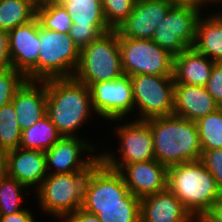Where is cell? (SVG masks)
<instances>
[{
  "mask_svg": "<svg viewBox=\"0 0 222 222\" xmlns=\"http://www.w3.org/2000/svg\"><path fill=\"white\" fill-rule=\"evenodd\" d=\"M45 83L49 119L62 136H78L81 125L94 113L88 86L74 77L48 79Z\"/></svg>",
  "mask_w": 222,
  "mask_h": 222,
  "instance_id": "cell-1",
  "label": "cell"
},
{
  "mask_svg": "<svg viewBox=\"0 0 222 222\" xmlns=\"http://www.w3.org/2000/svg\"><path fill=\"white\" fill-rule=\"evenodd\" d=\"M153 135L155 160L167 168L200 160L202 149L196 122L177 115L145 120Z\"/></svg>",
  "mask_w": 222,
  "mask_h": 222,
  "instance_id": "cell-2",
  "label": "cell"
},
{
  "mask_svg": "<svg viewBox=\"0 0 222 222\" xmlns=\"http://www.w3.org/2000/svg\"><path fill=\"white\" fill-rule=\"evenodd\" d=\"M167 188L192 216L206 214L222 196L214 177L200 160L169 167Z\"/></svg>",
  "mask_w": 222,
  "mask_h": 222,
  "instance_id": "cell-3",
  "label": "cell"
},
{
  "mask_svg": "<svg viewBox=\"0 0 222 222\" xmlns=\"http://www.w3.org/2000/svg\"><path fill=\"white\" fill-rule=\"evenodd\" d=\"M41 50L37 65L25 76L27 80L73 77L80 57V49L68 33L44 29L39 23Z\"/></svg>",
  "mask_w": 222,
  "mask_h": 222,
  "instance_id": "cell-4",
  "label": "cell"
},
{
  "mask_svg": "<svg viewBox=\"0 0 222 222\" xmlns=\"http://www.w3.org/2000/svg\"><path fill=\"white\" fill-rule=\"evenodd\" d=\"M116 30L101 34L80 50L74 78L86 84L114 80L123 75Z\"/></svg>",
  "mask_w": 222,
  "mask_h": 222,
  "instance_id": "cell-5",
  "label": "cell"
},
{
  "mask_svg": "<svg viewBox=\"0 0 222 222\" xmlns=\"http://www.w3.org/2000/svg\"><path fill=\"white\" fill-rule=\"evenodd\" d=\"M88 173L48 174L35 191L39 208L62 222L68 214L81 208Z\"/></svg>",
  "mask_w": 222,
  "mask_h": 222,
  "instance_id": "cell-6",
  "label": "cell"
},
{
  "mask_svg": "<svg viewBox=\"0 0 222 222\" xmlns=\"http://www.w3.org/2000/svg\"><path fill=\"white\" fill-rule=\"evenodd\" d=\"M134 99V110L140 118L147 120L173 114L174 80L173 76L138 74L130 76Z\"/></svg>",
  "mask_w": 222,
  "mask_h": 222,
  "instance_id": "cell-7",
  "label": "cell"
},
{
  "mask_svg": "<svg viewBox=\"0 0 222 222\" xmlns=\"http://www.w3.org/2000/svg\"><path fill=\"white\" fill-rule=\"evenodd\" d=\"M121 65L125 75H173V58L152 39L118 38Z\"/></svg>",
  "mask_w": 222,
  "mask_h": 222,
  "instance_id": "cell-8",
  "label": "cell"
},
{
  "mask_svg": "<svg viewBox=\"0 0 222 222\" xmlns=\"http://www.w3.org/2000/svg\"><path fill=\"white\" fill-rule=\"evenodd\" d=\"M114 129L119 137L120 146L116 151H119L121 159L114 151L104 150V153L99 154V159L106 166L119 171L124 165L155 159L153 135L146 121L135 119Z\"/></svg>",
  "mask_w": 222,
  "mask_h": 222,
  "instance_id": "cell-9",
  "label": "cell"
},
{
  "mask_svg": "<svg viewBox=\"0 0 222 222\" xmlns=\"http://www.w3.org/2000/svg\"><path fill=\"white\" fill-rule=\"evenodd\" d=\"M125 184L119 171L99 160L88 173L81 206L140 204Z\"/></svg>",
  "mask_w": 222,
  "mask_h": 222,
  "instance_id": "cell-10",
  "label": "cell"
},
{
  "mask_svg": "<svg viewBox=\"0 0 222 222\" xmlns=\"http://www.w3.org/2000/svg\"><path fill=\"white\" fill-rule=\"evenodd\" d=\"M201 11L188 6H172L156 28L152 40L172 56L192 47Z\"/></svg>",
  "mask_w": 222,
  "mask_h": 222,
  "instance_id": "cell-11",
  "label": "cell"
},
{
  "mask_svg": "<svg viewBox=\"0 0 222 222\" xmlns=\"http://www.w3.org/2000/svg\"><path fill=\"white\" fill-rule=\"evenodd\" d=\"M88 88L94 113L105 118L104 120L121 121L134 111L132 82L129 75L123 74L114 80L93 83Z\"/></svg>",
  "mask_w": 222,
  "mask_h": 222,
  "instance_id": "cell-12",
  "label": "cell"
},
{
  "mask_svg": "<svg viewBox=\"0 0 222 222\" xmlns=\"http://www.w3.org/2000/svg\"><path fill=\"white\" fill-rule=\"evenodd\" d=\"M57 1L67 10L72 20L68 34L80 50L111 30L105 20L101 0Z\"/></svg>",
  "mask_w": 222,
  "mask_h": 222,
  "instance_id": "cell-13",
  "label": "cell"
},
{
  "mask_svg": "<svg viewBox=\"0 0 222 222\" xmlns=\"http://www.w3.org/2000/svg\"><path fill=\"white\" fill-rule=\"evenodd\" d=\"M85 140L79 136H62L49 150L45 151L48 174L89 172L100 159L99 153L96 155L94 151L96 146ZM84 153L91 155L83 159Z\"/></svg>",
  "mask_w": 222,
  "mask_h": 222,
  "instance_id": "cell-14",
  "label": "cell"
},
{
  "mask_svg": "<svg viewBox=\"0 0 222 222\" xmlns=\"http://www.w3.org/2000/svg\"><path fill=\"white\" fill-rule=\"evenodd\" d=\"M172 6L169 0H137L132 14L115 29L118 38L151 40Z\"/></svg>",
  "mask_w": 222,
  "mask_h": 222,
  "instance_id": "cell-15",
  "label": "cell"
},
{
  "mask_svg": "<svg viewBox=\"0 0 222 222\" xmlns=\"http://www.w3.org/2000/svg\"><path fill=\"white\" fill-rule=\"evenodd\" d=\"M119 172L129 191L139 199L167 189L168 168L155 159L124 165Z\"/></svg>",
  "mask_w": 222,
  "mask_h": 222,
  "instance_id": "cell-16",
  "label": "cell"
},
{
  "mask_svg": "<svg viewBox=\"0 0 222 222\" xmlns=\"http://www.w3.org/2000/svg\"><path fill=\"white\" fill-rule=\"evenodd\" d=\"M8 35L13 68L26 76L37 65L41 50L37 17L8 31Z\"/></svg>",
  "mask_w": 222,
  "mask_h": 222,
  "instance_id": "cell-17",
  "label": "cell"
},
{
  "mask_svg": "<svg viewBox=\"0 0 222 222\" xmlns=\"http://www.w3.org/2000/svg\"><path fill=\"white\" fill-rule=\"evenodd\" d=\"M21 131L32 127L46 115L47 92L45 81L25 80L12 99Z\"/></svg>",
  "mask_w": 222,
  "mask_h": 222,
  "instance_id": "cell-18",
  "label": "cell"
},
{
  "mask_svg": "<svg viewBox=\"0 0 222 222\" xmlns=\"http://www.w3.org/2000/svg\"><path fill=\"white\" fill-rule=\"evenodd\" d=\"M7 175L28 189H37L48 175L45 152L23 148L8 151Z\"/></svg>",
  "mask_w": 222,
  "mask_h": 222,
  "instance_id": "cell-19",
  "label": "cell"
},
{
  "mask_svg": "<svg viewBox=\"0 0 222 222\" xmlns=\"http://www.w3.org/2000/svg\"><path fill=\"white\" fill-rule=\"evenodd\" d=\"M140 222H192V215L167 188L140 200Z\"/></svg>",
  "mask_w": 222,
  "mask_h": 222,
  "instance_id": "cell-20",
  "label": "cell"
},
{
  "mask_svg": "<svg viewBox=\"0 0 222 222\" xmlns=\"http://www.w3.org/2000/svg\"><path fill=\"white\" fill-rule=\"evenodd\" d=\"M220 106L215 102L205 87L175 84L173 114L196 122L215 112Z\"/></svg>",
  "mask_w": 222,
  "mask_h": 222,
  "instance_id": "cell-21",
  "label": "cell"
},
{
  "mask_svg": "<svg viewBox=\"0 0 222 222\" xmlns=\"http://www.w3.org/2000/svg\"><path fill=\"white\" fill-rule=\"evenodd\" d=\"M214 63L193 47H189L173 58L174 83L205 87Z\"/></svg>",
  "mask_w": 222,
  "mask_h": 222,
  "instance_id": "cell-22",
  "label": "cell"
},
{
  "mask_svg": "<svg viewBox=\"0 0 222 222\" xmlns=\"http://www.w3.org/2000/svg\"><path fill=\"white\" fill-rule=\"evenodd\" d=\"M192 47L210 60L222 62V20L216 14L205 19L199 16Z\"/></svg>",
  "mask_w": 222,
  "mask_h": 222,
  "instance_id": "cell-23",
  "label": "cell"
},
{
  "mask_svg": "<svg viewBox=\"0 0 222 222\" xmlns=\"http://www.w3.org/2000/svg\"><path fill=\"white\" fill-rule=\"evenodd\" d=\"M61 137L62 135L58 132L57 128L46 114L32 127L22 131L19 148L45 152Z\"/></svg>",
  "mask_w": 222,
  "mask_h": 222,
  "instance_id": "cell-24",
  "label": "cell"
},
{
  "mask_svg": "<svg viewBox=\"0 0 222 222\" xmlns=\"http://www.w3.org/2000/svg\"><path fill=\"white\" fill-rule=\"evenodd\" d=\"M36 17V9L26 0H0V29L10 31Z\"/></svg>",
  "mask_w": 222,
  "mask_h": 222,
  "instance_id": "cell-25",
  "label": "cell"
},
{
  "mask_svg": "<svg viewBox=\"0 0 222 222\" xmlns=\"http://www.w3.org/2000/svg\"><path fill=\"white\" fill-rule=\"evenodd\" d=\"M202 150L222 148V107L196 121Z\"/></svg>",
  "mask_w": 222,
  "mask_h": 222,
  "instance_id": "cell-26",
  "label": "cell"
},
{
  "mask_svg": "<svg viewBox=\"0 0 222 222\" xmlns=\"http://www.w3.org/2000/svg\"><path fill=\"white\" fill-rule=\"evenodd\" d=\"M21 129L12 102L0 108V148L10 151L19 148Z\"/></svg>",
  "mask_w": 222,
  "mask_h": 222,
  "instance_id": "cell-27",
  "label": "cell"
},
{
  "mask_svg": "<svg viewBox=\"0 0 222 222\" xmlns=\"http://www.w3.org/2000/svg\"><path fill=\"white\" fill-rule=\"evenodd\" d=\"M36 17L40 25L47 30L68 33L72 27V20L67 10L58 1L37 8Z\"/></svg>",
  "mask_w": 222,
  "mask_h": 222,
  "instance_id": "cell-28",
  "label": "cell"
},
{
  "mask_svg": "<svg viewBox=\"0 0 222 222\" xmlns=\"http://www.w3.org/2000/svg\"><path fill=\"white\" fill-rule=\"evenodd\" d=\"M81 208L97 215L101 222H140V204L81 206Z\"/></svg>",
  "mask_w": 222,
  "mask_h": 222,
  "instance_id": "cell-29",
  "label": "cell"
},
{
  "mask_svg": "<svg viewBox=\"0 0 222 222\" xmlns=\"http://www.w3.org/2000/svg\"><path fill=\"white\" fill-rule=\"evenodd\" d=\"M28 187L6 175L0 179V215H11L22 208L23 191Z\"/></svg>",
  "mask_w": 222,
  "mask_h": 222,
  "instance_id": "cell-30",
  "label": "cell"
},
{
  "mask_svg": "<svg viewBox=\"0 0 222 222\" xmlns=\"http://www.w3.org/2000/svg\"><path fill=\"white\" fill-rule=\"evenodd\" d=\"M105 20L111 30H115L131 14L137 0H101Z\"/></svg>",
  "mask_w": 222,
  "mask_h": 222,
  "instance_id": "cell-31",
  "label": "cell"
},
{
  "mask_svg": "<svg viewBox=\"0 0 222 222\" xmlns=\"http://www.w3.org/2000/svg\"><path fill=\"white\" fill-rule=\"evenodd\" d=\"M26 77L14 68L0 70V108L10 102Z\"/></svg>",
  "mask_w": 222,
  "mask_h": 222,
  "instance_id": "cell-32",
  "label": "cell"
},
{
  "mask_svg": "<svg viewBox=\"0 0 222 222\" xmlns=\"http://www.w3.org/2000/svg\"><path fill=\"white\" fill-rule=\"evenodd\" d=\"M201 163L214 177L217 187L222 192V148L202 150Z\"/></svg>",
  "mask_w": 222,
  "mask_h": 222,
  "instance_id": "cell-33",
  "label": "cell"
},
{
  "mask_svg": "<svg viewBox=\"0 0 222 222\" xmlns=\"http://www.w3.org/2000/svg\"><path fill=\"white\" fill-rule=\"evenodd\" d=\"M205 88L215 102L222 107V62L214 63Z\"/></svg>",
  "mask_w": 222,
  "mask_h": 222,
  "instance_id": "cell-34",
  "label": "cell"
},
{
  "mask_svg": "<svg viewBox=\"0 0 222 222\" xmlns=\"http://www.w3.org/2000/svg\"><path fill=\"white\" fill-rule=\"evenodd\" d=\"M11 68L13 64L9 53L8 31L0 29V70Z\"/></svg>",
  "mask_w": 222,
  "mask_h": 222,
  "instance_id": "cell-35",
  "label": "cell"
},
{
  "mask_svg": "<svg viewBox=\"0 0 222 222\" xmlns=\"http://www.w3.org/2000/svg\"><path fill=\"white\" fill-rule=\"evenodd\" d=\"M63 222H101L97 215L89 213L82 208L68 214Z\"/></svg>",
  "mask_w": 222,
  "mask_h": 222,
  "instance_id": "cell-36",
  "label": "cell"
},
{
  "mask_svg": "<svg viewBox=\"0 0 222 222\" xmlns=\"http://www.w3.org/2000/svg\"><path fill=\"white\" fill-rule=\"evenodd\" d=\"M31 210L22 209L15 214L0 215V222H35Z\"/></svg>",
  "mask_w": 222,
  "mask_h": 222,
  "instance_id": "cell-37",
  "label": "cell"
},
{
  "mask_svg": "<svg viewBox=\"0 0 222 222\" xmlns=\"http://www.w3.org/2000/svg\"><path fill=\"white\" fill-rule=\"evenodd\" d=\"M169 1L174 6H188L198 9L200 11L204 10L205 5L208 6V0H169Z\"/></svg>",
  "mask_w": 222,
  "mask_h": 222,
  "instance_id": "cell-38",
  "label": "cell"
},
{
  "mask_svg": "<svg viewBox=\"0 0 222 222\" xmlns=\"http://www.w3.org/2000/svg\"><path fill=\"white\" fill-rule=\"evenodd\" d=\"M206 214L215 222H222V196L211 206Z\"/></svg>",
  "mask_w": 222,
  "mask_h": 222,
  "instance_id": "cell-39",
  "label": "cell"
},
{
  "mask_svg": "<svg viewBox=\"0 0 222 222\" xmlns=\"http://www.w3.org/2000/svg\"><path fill=\"white\" fill-rule=\"evenodd\" d=\"M7 175V151L0 148V179Z\"/></svg>",
  "mask_w": 222,
  "mask_h": 222,
  "instance_id": "cell-40",
  "label": "cell"
},
{
  "mask_svg": "<svg viewBox=\"0 0 222 222\" xmlns=\"http://www.w3.org/2000/svg\"><path fill=\"white\" fill-rule=\"evenodd\" d=\"M29 2L35 9L41 8L49 4L50 2H54L57 0H26Z\"/></svg>",
  "mask_w": 222,
  "mask_h": 222,
  "instance_id": "cell-41",
  "label": "cell"
},
{
  "mask_svg": "<svg viewBox=\"0 0 222 222\" xmlns=\"http://www.w3.org/2000/svg\"><path fill=\"white\" fill-rule=\"evenodd\" d=\"M192 222H215L207 214H196L192 216Z\"/></svg>",
  "mask_w": 222,
  "mask_h": 222,
  "instance_id": "cell-42",
  "label": "cell"
},
{
  "mask_svg": "<svg viewBox=\"0 0 222 222\" xmlns=\"http://www.w3.org/2000/svg\"><path fill=\"white\" fill-rule=\"evenodd\" d=\"M209 3H210V4H211V3H212V4L216 3V5H217V4H220V3L222 4V0H208V5H210Z\"/></svg>",
  "mask_w": 222,
  "mask_h": 222,
  "instance_id": "cell-43",
  "label": "cell"
},
{
  "mask_svg": "<svg viewBox=\"0 0 222 222\" xmlns=\"http://www.w3.org/2000/svg\"><path fill=\"white\" fill-rule=\"evenodd\" d=\"M221 12H222V10H221ZM221 12H216L215 14L222 20V13Z\"/></svg>",
  "mask_w": 222,
  "mask_h": 222,
  "instance_id": "cell-44",
  "label": "cell"
}]
</instances>
